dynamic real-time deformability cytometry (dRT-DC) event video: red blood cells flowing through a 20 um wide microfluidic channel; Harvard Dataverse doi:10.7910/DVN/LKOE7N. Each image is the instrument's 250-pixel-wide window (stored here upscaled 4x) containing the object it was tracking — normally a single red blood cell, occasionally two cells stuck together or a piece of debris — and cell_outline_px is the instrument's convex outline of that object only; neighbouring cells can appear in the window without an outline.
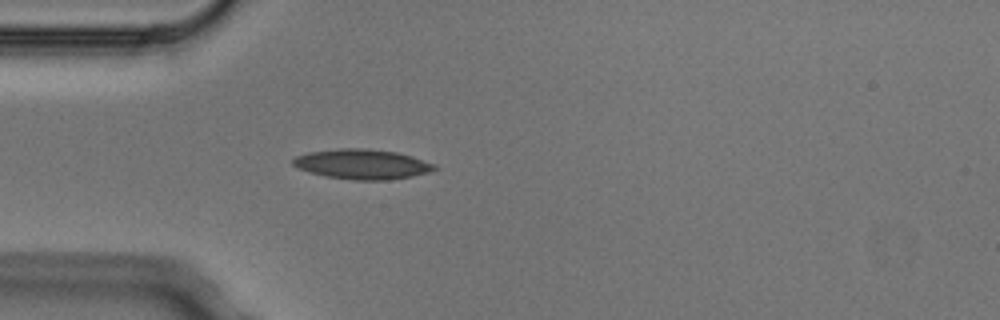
{"species": "Egyptian fruit bat (a non-hibernating species)", "species_latin": "Rousettus aegyptiacus", "temperature_condition": "cold", "stored_images_in_passage": 1, "camera_frame_rate_fps": 3000, "um_per_image_px": 0.085, "animal": {"sex": "male"}, "frame": {"image": 1, "passage_image": 1, "time_ms": 0.0, "image_size_px": [1000, 320], "cell_outline_px": [[440, 168], [428, 172], [412, 176], [388, 180], [356, 180], [324, 176], [300, 168], [292, 164], [292, 160], [296, 156], [308, 152], [340, 148], [364, 148], [396, 152], [412, 156], [436, 164]], "centroid_in_image_um": [30.83, 13.95], "position_along_channel_um": 54.2, "area_um2": 24.62}}